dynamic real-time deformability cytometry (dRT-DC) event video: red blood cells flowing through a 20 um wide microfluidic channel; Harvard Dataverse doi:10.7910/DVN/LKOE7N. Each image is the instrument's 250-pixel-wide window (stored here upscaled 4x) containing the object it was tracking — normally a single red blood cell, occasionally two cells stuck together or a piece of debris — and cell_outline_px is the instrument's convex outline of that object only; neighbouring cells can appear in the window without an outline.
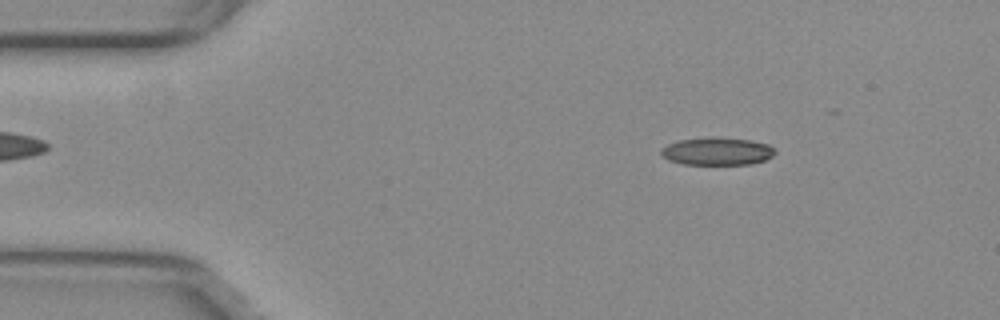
{"species": "common noctule bat (a hibernating species)", "species_latin": "Nyctalus noctula", "temperature_condition": "warm", "stored_images_in_passage": 39, "camera_frame_rate_fps": 3000, "um_per_image_px": 0.085, "animal": {"sex": "female", "body_mass_g": 29.2, "forearm_length_mm": 56.3}, "frame": {"image": 1, "passage_image": 4, "time_ms": 1.0, "image_size_px": [1000, 320], "cell_outline_px": [[776, 152], [772, 156], [764, 160], [748, 164], [684, 164], [668, 160], [660, 152], [660, 148], [668, 144], [680, 140], [748, 140], [768, 144]], "centroid_in_image_um": [60.94, 12.91], "position_along_channel_um": 24.1, "area_um2": 17.28}}
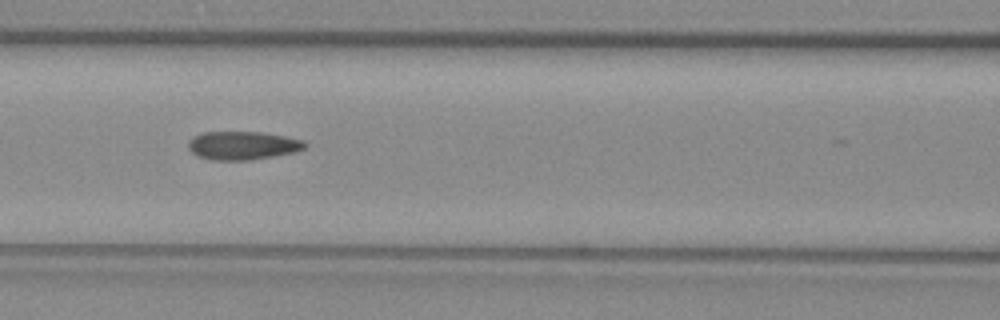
{"frame": {"image": 2, "passage_image": 19, "time_ms": 6.0, "image_size_px": [1000, 320], "cell_outline_px": [[308, 144], [304, 148], [292, 152], [272, 156], [248, 160], [212, 160], [200, 156], [192, 152], [188, 148], [188, 140], [192, 136], [204, 132], [264, 132], [304, 140]], "centroid_in_image_um": [20.6, 12.35], "position_along_channel_um": 146.0, "area_um2": 19.19}}
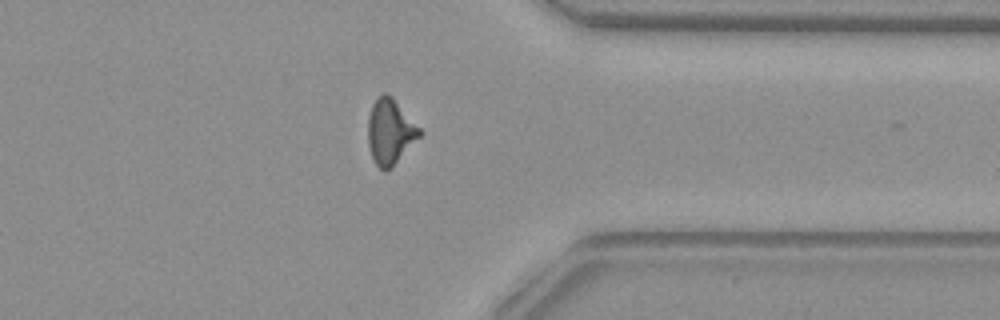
{"frame": {"image": 3, "passage_image": 38, "time_ms": 12.333, "image_size_px": [1000, 320], "cell_outline_px": [[424, 132], [392, 168], [384, 172], [376, 164], [372, 156], [368, 144], [368, 116], [372, 104], [376, 96], [384, 92], [392, 96]], "centroid_in_image_um": [33.17, 11.18], "position_along_channel_um": 378.2, "area_um2": 19.88}}